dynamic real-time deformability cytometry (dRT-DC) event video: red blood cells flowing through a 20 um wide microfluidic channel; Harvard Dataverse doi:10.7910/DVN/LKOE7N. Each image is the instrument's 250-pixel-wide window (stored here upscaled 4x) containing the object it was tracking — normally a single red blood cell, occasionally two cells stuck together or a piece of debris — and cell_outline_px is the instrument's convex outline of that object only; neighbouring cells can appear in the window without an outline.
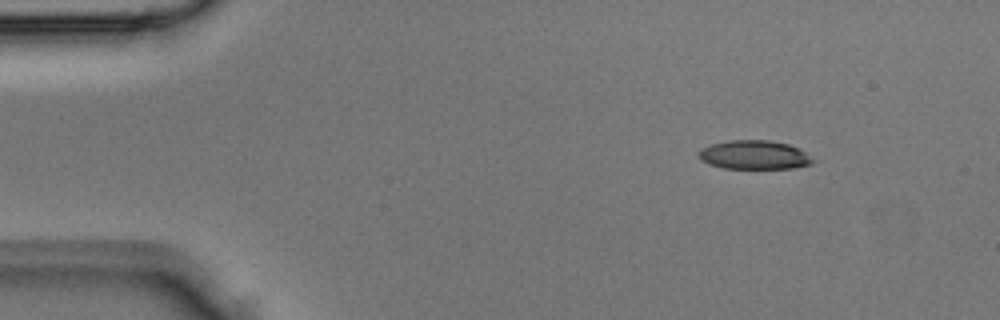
{"species": "Egyptian fruit bat (a non-hibernating species)", "species_latin": "Rousettus aegyptiacus", "temperature_condition": "room temperature", "stored_images_in_passage": 3, "camera_frame_rate_fps": 3000, "um_per_image_px": 0.085, "animal": {"sex": "male"}, "frame": {"image": 1, "passage_image": 1, "time_ms": 0.0, "image_size_px": [1000, 320], "cell_outline_px": [[816, 160], [812, 164], [792, 168], [724, 168], [708, 164], [700, 160], [696, 156], [696, 152], [700, 148], [712, 144], [728, 140], [768, 140], [788, 144], [804, 152]], "centroid_in_image_um": [64.05, 13.16], "position_along_channel_um": 21.0, "area_um2": 19.31}}
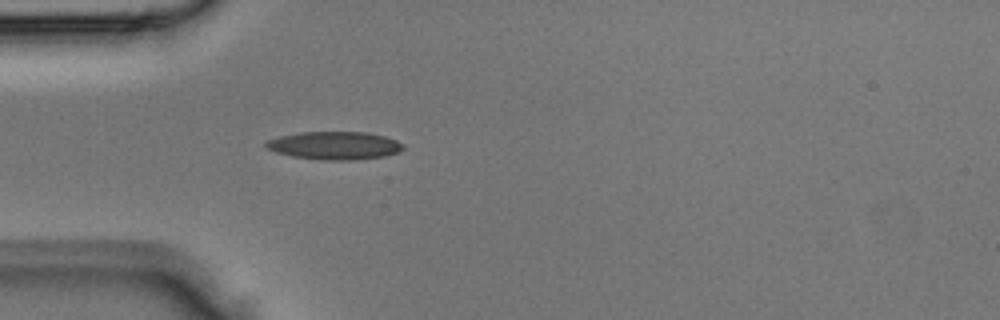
{"frame": {"image": 2, "passage_image": 3, "time_ms": 0.667, "image_size_px": [1000, 320], "cell_outline_px": [[404, 148], [396, 152], [384, 156], [352, 160], [324, 160], [292, 156], [276, 152], [268, 148], [264, 144], [268, 140], [280, 136], [300, 132], [368, 132], [384, 136], [396, 140], [404, 144]], "centroid_in_image_um": [28.44, 12.36], "position_along_channel_um": 56.6, "area_um2": 22.2}}